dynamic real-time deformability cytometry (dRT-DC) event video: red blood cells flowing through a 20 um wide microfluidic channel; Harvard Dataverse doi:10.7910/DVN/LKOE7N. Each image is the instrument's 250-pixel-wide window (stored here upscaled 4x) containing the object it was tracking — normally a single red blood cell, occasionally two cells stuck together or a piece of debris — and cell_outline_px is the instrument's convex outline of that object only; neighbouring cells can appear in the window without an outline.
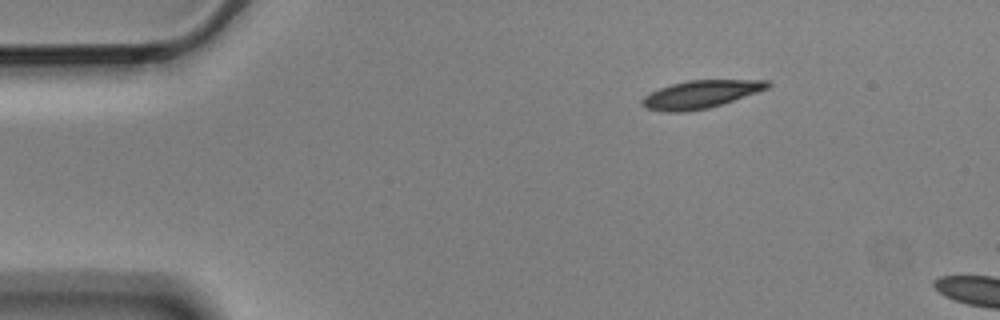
{"species": "Egyptian fruit bat (a non-hibernating species)", "species_latin": "Rousettus aegyptiacus", "temperature_condition": "cold", "stored_images_in_passage": 2, "camera_frame_rate_fps": 3000, "um_per_image_px": 0.085, "animal": {"sex": "male"}, "frame": {"image": 1, "passage_image": 1, "time_ms": 0.0, "image_size_px": [1000, 320], "cell_outline_px": [[772, 84], [768, 88], [708, 108], [684, 112], [664, 112], [644, 108], [640, 104], [640, 100], [644, 96], [660, 88], [672, 84], [688, 80], [768, 80]], "centroid_in_image_um": [59.49, 8.02], "position_along_channel_um": 25.5, "area_um2": 20.17}}